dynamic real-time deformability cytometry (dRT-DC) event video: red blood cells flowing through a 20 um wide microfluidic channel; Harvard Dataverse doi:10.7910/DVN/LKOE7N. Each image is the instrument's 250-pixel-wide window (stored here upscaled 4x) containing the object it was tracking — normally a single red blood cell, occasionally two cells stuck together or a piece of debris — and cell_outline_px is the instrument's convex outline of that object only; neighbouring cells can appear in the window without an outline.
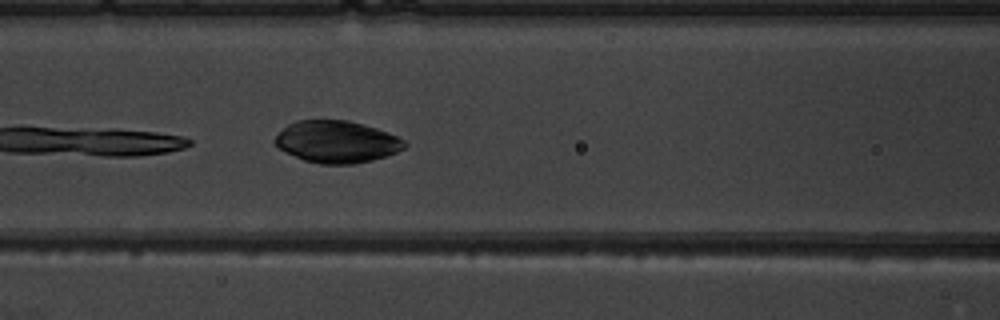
{"species": "common noctule bat (a hibernating species)", "species_latin": "Nyctalus noctula", "temperature_condition": "warm", "stored_images_in_passage": 6, "camera_frame_rate_fps": 3000, "um_per_image_px": 0.085, "animal": {"sex": "male", "body_mass_g": 19.5, "forearm_length_mm": 54.6}, "frame": {"image": 1, "passage_image": 6, "time_ms": 6.667, "image_size_px": [1000, 320], "cell_outline_px": [[408, 144], [404, 148], [396, 152], [372, 160], [352, 164], [320, 164], [304, 160], [280, 148], [272, 140], [288, 124], [296, 120], [348, 120], [364, 124], [388, 132], [404, 140]], "centroid_in_image_um": [28.64, 12.04], "position_along_channel_um": 138.0, "area_um2": 31.5}}